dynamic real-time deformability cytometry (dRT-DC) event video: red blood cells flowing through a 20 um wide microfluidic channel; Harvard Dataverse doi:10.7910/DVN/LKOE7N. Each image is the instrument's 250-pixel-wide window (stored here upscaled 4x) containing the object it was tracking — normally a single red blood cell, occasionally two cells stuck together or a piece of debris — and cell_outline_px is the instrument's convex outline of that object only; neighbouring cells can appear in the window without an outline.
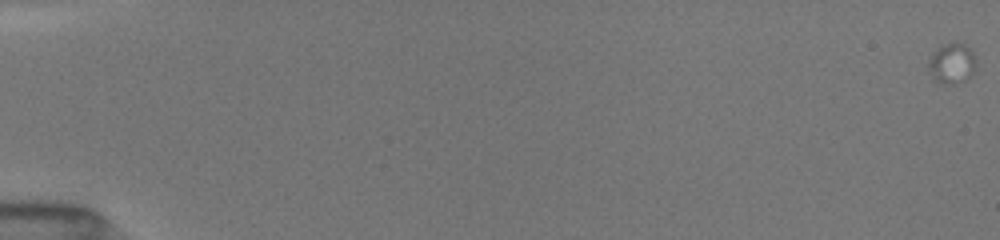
{"species": "common noctule bat (a hibernating species)", "species_latin": "Nyctalus noctula", "temperature_condition": "room temperature", "stored_images_in_passage": 20, "camera_frame_rate_fps": 3000, "um_per_image_px": 0.085, "animal": {"sex": "female", "body_mass_g": 19.5, "forearm_length_mm": 54.1}, "frame": {"image": 1, "passage_image": 1, "time_ms": 0.0, "image_size_px": [1000, 240], "cell_outline_px": [[976, 72], [972, 76], [964, 80], [952, 84], [940, 84], [932, 80], [928, 72], [928, 60], [944, 44], [964, 44], [976, 56]], "centroid_in_image_um": [80.92, 5.46], "position_along_channel_um": 4.1, "area_um2": 11.27}}